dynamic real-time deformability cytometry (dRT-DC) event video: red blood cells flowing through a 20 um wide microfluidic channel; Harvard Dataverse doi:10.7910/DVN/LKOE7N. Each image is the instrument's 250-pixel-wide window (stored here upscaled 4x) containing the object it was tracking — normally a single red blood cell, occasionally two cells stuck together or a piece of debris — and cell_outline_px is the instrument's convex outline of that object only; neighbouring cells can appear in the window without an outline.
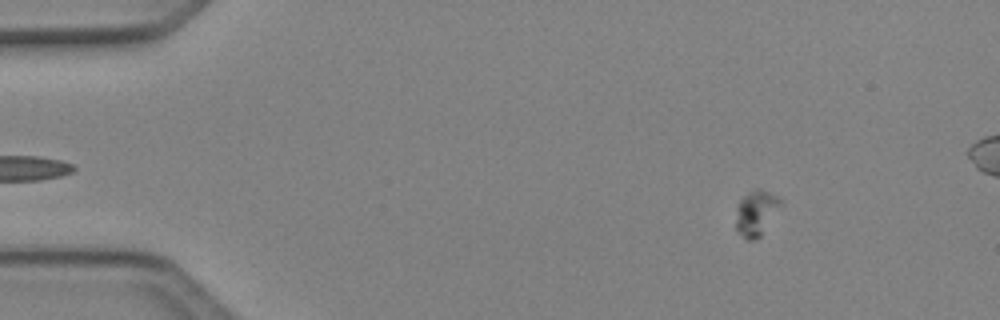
{"species": "Egyptian fruit bat (a non-hibernating species)", "species_latin": "Rousettus aegyptiacus", "temperature_condition": "cold", "stored_images_in_passage": 5, "camera_frame_rate_fps": 3000, "um_per_image_px": 0.085, "animal": {"sex": "female"}, "frame": {"image": 1, "passage_image": 1, "time_ms": 0.0, "image_size_px": [1000, 320], "cell_outline_px": [[780, 204], [760, 236], [752, 240], [748, 240], [736, 232], [736, 208], [740, 200], [748, 192], [756, 188], [760, 188], [776, 196], [780, 200]], "centroid_in_image_um": [64.2, 18.09], "position_along_channel_um": 20.8, "area_um2": 11.39}}
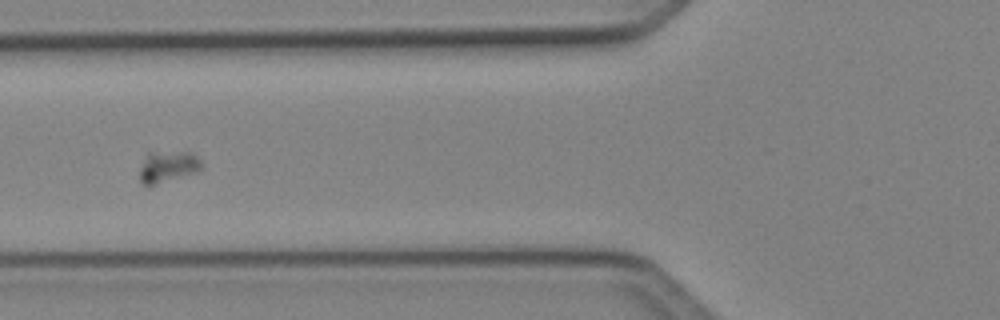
{"frame": {"image": 2, "passage_image": 5, "time_ms": 1.333, "image_size_px": [1000, 320], "cell_outline_px": [[200, 168], [196, 172], [152, 184], [144, 184], [140, 180], [140, 168], [148, 152], [188, 152], [196, 156], [200, 160]], "centroid_in_image_um": [14.24, 14.13], "position_along_channel_um": 111.6, "area_um2": 10.75}}